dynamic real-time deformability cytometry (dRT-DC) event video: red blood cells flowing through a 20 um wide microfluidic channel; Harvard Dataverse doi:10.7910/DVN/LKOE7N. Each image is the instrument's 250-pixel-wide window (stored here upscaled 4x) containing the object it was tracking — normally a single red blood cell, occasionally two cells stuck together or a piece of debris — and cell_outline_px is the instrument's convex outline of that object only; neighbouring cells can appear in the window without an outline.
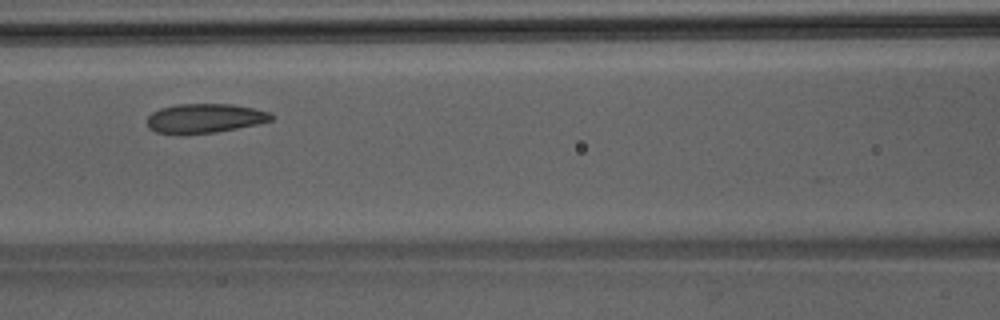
{"species": "Egyptian fruit bat (a non-hibernating species)", "species_latin": "Rousettus aegyptiacus", "temperature_condition": "room temperature", "stored_images_in_passage": 38, "camera_frame_rate_fps": 3000, "um_per_image_px": 0.085, "animal": {"sex": "male"}, "frame": {"image": 1, "passage_image": 13, "time_ms": 4.0, "image_size_px": [1000, 320], "cell_outline_px": [[276, 116], [272, 120], [256, 124], [216, 132], [156, 132], [148, 128], [148, 116], [152, 112], [160, 108], [176, 104], [232, 104], [252, 108], [268, 112]], "centroid_in_image_um": [17.43, 10.02], "position_along_channel_um": 149.2, "area_um2": 20.63}}
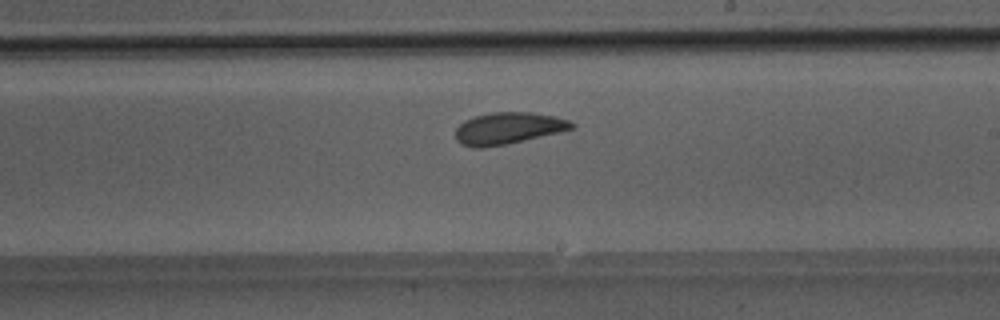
{"frame": {"image": 2, "passage_image": 20, "time_ms": 6.333, "image_size_px": [1000, 320], "cell_outline_px": [[576, 128], [560, 132], [504, 144], [484, 148], [472, 148], [460, 144], [456, 140], [456, 128], [464, 120], [476, 116], [492, 112], [528, 112], [556, 116], [568, 120], [576, 124]], "centroid_in_image_um": [43.19, 10.9], "position_along_channel_um": 245.8, "area_um2": 21.5}}
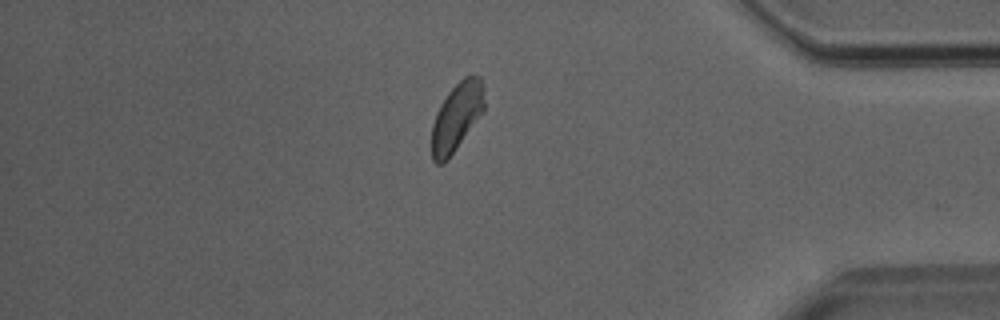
{"frame": {"image": 3, "passage_image": 33, "time_ms": 10.667, "image_size_px": [1000, 320], "cell_outline_px": [[484, 112], [448, 160], [440, 164], [436, 164], [432, 160], [432, 124], [436, 112], [440, 104], [448, 92], [464, 76], [480, 76], [484, 88]], "centroid_in_image_um": [38.82, 9.95], "position_along_channel_um": 396.4, "area_um2": 21.1}}